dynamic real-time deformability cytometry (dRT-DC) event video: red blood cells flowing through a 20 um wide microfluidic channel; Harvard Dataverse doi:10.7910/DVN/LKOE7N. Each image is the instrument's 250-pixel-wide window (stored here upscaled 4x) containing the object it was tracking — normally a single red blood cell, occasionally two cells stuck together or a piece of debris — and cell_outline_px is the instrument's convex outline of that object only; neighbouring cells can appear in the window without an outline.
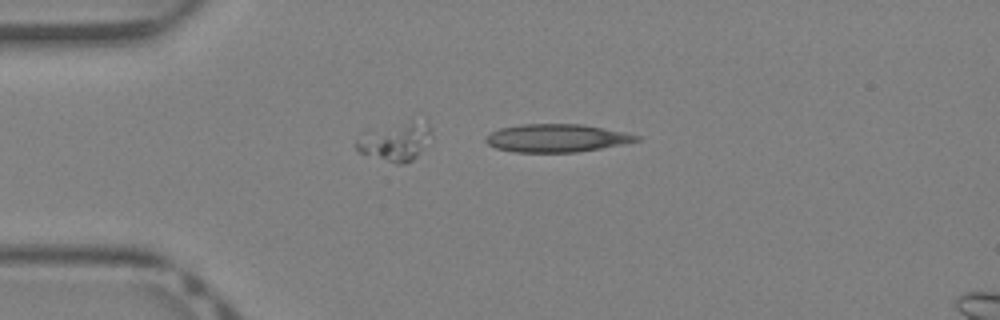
{"species": "Egyptian fruit bat (a non-hibernating species)", "species_latin": "Rousettus aegyptiacus", "temperature_condition": "warm", "stored_images_in_passage": 9, "camera_frame_rate_fps": 3000, "um_per_image_px": 0.085, "animal": {"sex": "female"}, "frame": {"image": 1, "passage_image": 1, "time_ms": 0.0, "image_size_px": [1000, 320], "cell_outline_px": [[640, 140], [624, 144], [576, 152], [516, 152], [496, 148], [488, 144], [484, 140], [492, 132], [500, 128], [524, 124], [584, 124], [624, 132], [640, 136]], "centroid_in_image_um": [47.33, 11.73], "position_along_channel_um": 37.7, "area_um2": 24.39}}
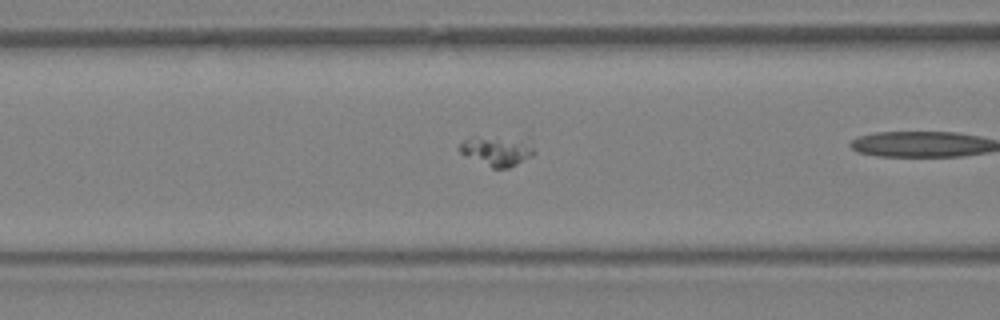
{"frame": {"image": 2, "passage_image": 6, "time_ms": 1.667, "image_size_px": [1000, 320], "cell_outline_px": [[536, 152], [532, 156], [508, 168], [492, 168], [464, 156], [456, 148], [464, 140], [472, 136], [476, 136], [520, 140], [532, 148]], "centroid_in_image_um": [42.12, 12.85], "position_along_channel_um": 124.5, "area_um2": 12.6}}
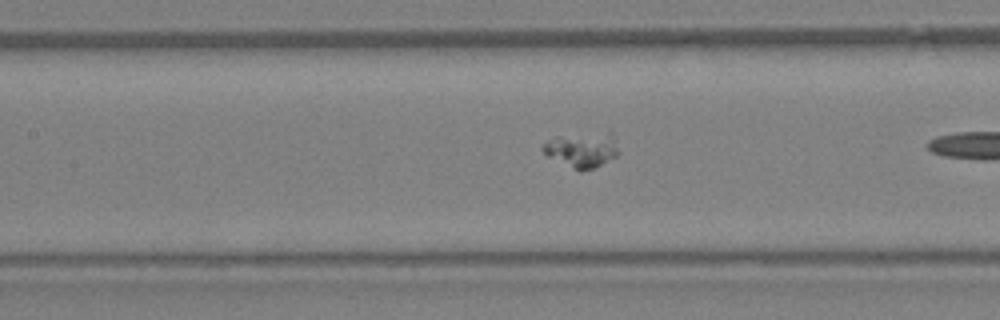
{"frame": {"image": 3, "passage_image": 8, "time_ms": 2.333, "image_size_px": [1000, 320], "cell_outline_px": [[620, 152], [616, 156], [592, 168], [580, 172], [548, 156], [540, 148], [548, 140], [556, 136], [608, 132], [612, 132]], "centroid_in_image_um": [49.48, 12.72], "position_along_channel_um": 157.9, "area_um2": 15.32}}